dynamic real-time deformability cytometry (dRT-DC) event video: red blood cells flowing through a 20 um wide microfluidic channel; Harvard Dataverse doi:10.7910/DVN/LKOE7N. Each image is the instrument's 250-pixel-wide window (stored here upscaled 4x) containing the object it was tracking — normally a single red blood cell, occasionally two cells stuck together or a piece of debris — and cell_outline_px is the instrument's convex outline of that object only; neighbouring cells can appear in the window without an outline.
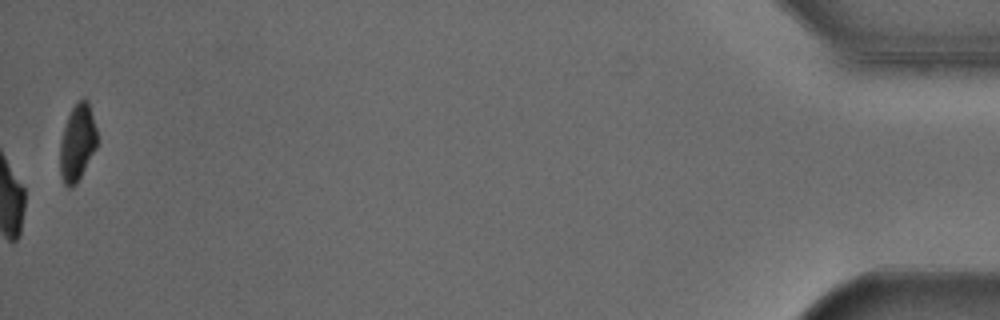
{"species": "Egyptian fruit bat (a non-hibernating species)", "species_latin": "Rousettus aegyptiacus", "temperature_condition": "cold", "stored_images_in_passage": 39, "camera_frame_rate_fps": 3000, "um_per_image_px": 0.085, "animal": {"sex": "male"}, "frame": {"image": 1, "passage_image": 39, "time_ms": 12.667, "image_size_px": [1000, 320], "cell_outline_px": [[96, 148], [80, 176], [68, 188], [64, 184], [60, 172], [60, 140], [68, 116], [72, 108], [80, 100], [88, 100], [96, 128]], "centroid_in_image_um": [6.56, 12.1], "position_along_channel_um": 428.6, "area_um2": 16.01}, "authors_computed_cell_mechanics": {"area_um2": 27.8018, "velocity_mm_per_s": 3.8638, "shape_relaxation_time_tau1_ms": 2.4662, "shape_relaxation_time_tau2_ms": null, "deformation_change_tau1": 0.0947, "deformation_change_tau2": null}}